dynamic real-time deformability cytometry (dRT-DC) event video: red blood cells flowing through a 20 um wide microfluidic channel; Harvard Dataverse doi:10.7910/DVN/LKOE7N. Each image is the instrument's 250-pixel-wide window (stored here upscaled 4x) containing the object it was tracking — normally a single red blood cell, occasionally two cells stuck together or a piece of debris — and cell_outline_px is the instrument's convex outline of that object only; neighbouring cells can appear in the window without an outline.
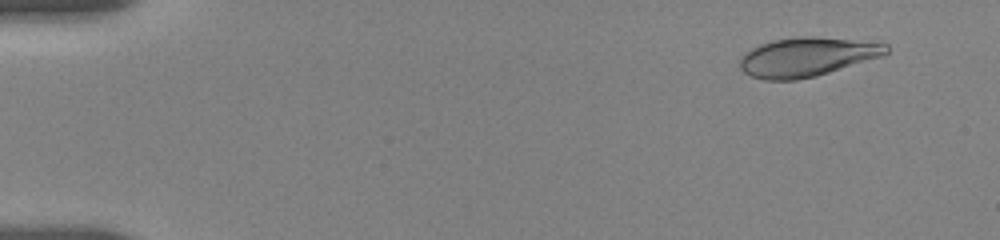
{"species": "human", "species_latin": "Homo sapiens", "temperature_condition": "room temperature", "stored_images_in_passage": 54, "camera_frame_rate_fps": 3000, "um_per_image_px": 0.085, "donor": {"sex": "female"}, "frame": {"image": 1, "passage_image": 4, "time_ms": 1.333, "image_size_px": [1000, 240], "cell_outline_px": [[888, 52], [884, 56], [816, 76], [796, 80], [764, 80], [752, 76], [744, 72], [740, 68], [740, 56], [744, 52], [760, 44], [772, 40], [800, 36], [812, 36], [888, 44]], "centroid_in_image_um": [68.56, 4.84], "position_along_channel_um": 16.4, "area_um2": 33.29}}
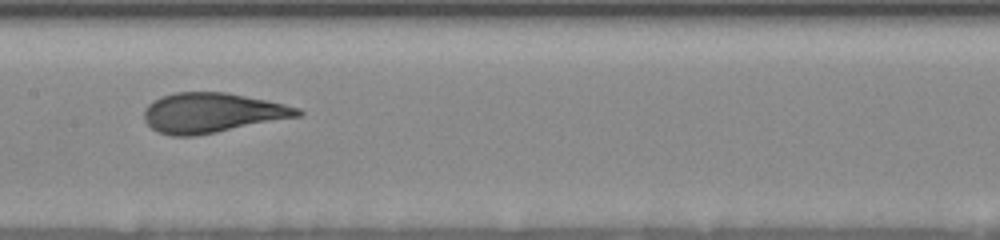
{"frame": {"image": 2, "passage_image": 26, "time_ms": 9.333, "image_size_px": [1000, 240], "cell_outline_px": [[304, 112], [300, 116], [216, 132], [192, 136], [172, 136], [160, 132], [152, 128], [144, 120], [144, 108], [152, 100], [160, 96], [176, 92], [224, 92], [284, 104], [300, 108]], "centroid_in_image_um": [17.99, 9.58], "position_along_channel_um": 189.4, "area_um2": 35.37}}
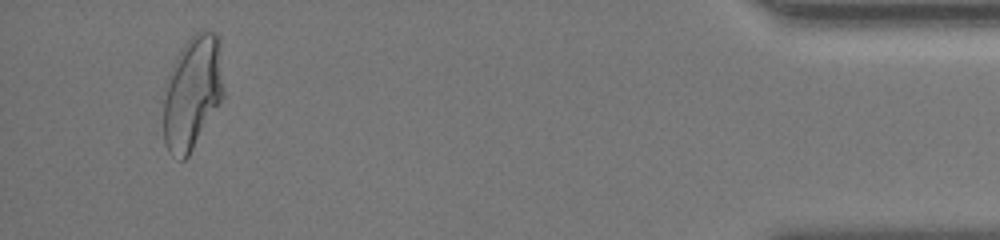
{"frame": {"image": 3, "passage_image": 51, "time_ms": 17.333, "image_size_px": [1000, 240], "cell_outline_px": [[224, 96], [188, 156], [184, 160], [180, 160], [172, 156], [168, 152], [164, 140], [164, 88], [168, 72], [176, 56], [184, 44], [196, 32], [208, 28], [216, 32], [220, 36], [224, 88]], "centroid_in_image_um": [16.37, 7.81], "position_along_channel_um": 418.8, "area_um2": 40.46}, "authors_computed_cell_mechanics": {"area_um2": 35.3736, "velocity_mm_per_s": 3.6544, "shape_relaxation_time_tau1_ms": 5.037, "shape_relaxation_time_tau2_ms": null, "deformation_change_tau1": 0.1931, "deformation_change_tau2": null}}